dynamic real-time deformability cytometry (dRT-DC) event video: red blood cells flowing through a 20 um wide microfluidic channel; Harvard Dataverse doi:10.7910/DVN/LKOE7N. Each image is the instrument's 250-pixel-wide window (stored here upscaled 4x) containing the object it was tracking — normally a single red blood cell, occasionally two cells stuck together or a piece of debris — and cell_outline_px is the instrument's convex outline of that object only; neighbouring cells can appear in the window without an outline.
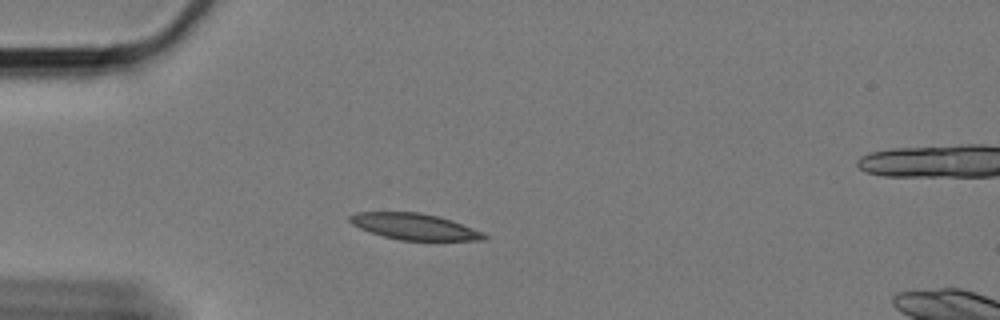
{"species": "Egyptian fruit bat (a non-hibernating species)", "species_latin": "Rousettus aegyptiacus", "temperature_condition": "cold", "stored_images_in_passage": 46, "segment_of_instrument_passage": [1, 2], "camera_frame_rate_fps": 3000, "um_per_image_px": 0.085, "animal": {"sex": "female"}, "frame": {"image": 1, "passage_image": 1, "time_ms": 0.0, "image_size_px": [1000, 320], "cell_outline_px": [[488, 236], [484, 240], [400, 240], [384, 236], [360, 228], [352, 224], [348, 220], [348, 216], [356, 212], [420, 212], [452, 220], [484, 232]], "centroid_in_image_um": [35.23, 19.25], "position_along_channel_um": 49.8, "area_um2": 20.4}}
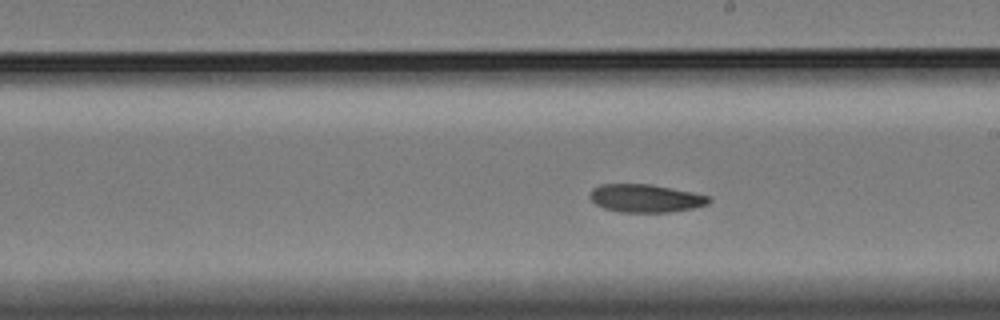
{"frame": {"image": 2, "passage_image": 19, "time_ms": 6.0, "image_size_px": [1000, 320], "cell_outline_px": [[712, 200], [708, 204], [692, 208], [672, 212], [620, 212], [604, 208], [596, 204], [588, 196], [592, 188], [600, 184], [652, 184], [712, 196]], "centroid_in_image_um": [54.88, 16.85], "position_along_channel_um": 234.1, "area_um2": 19.59}}
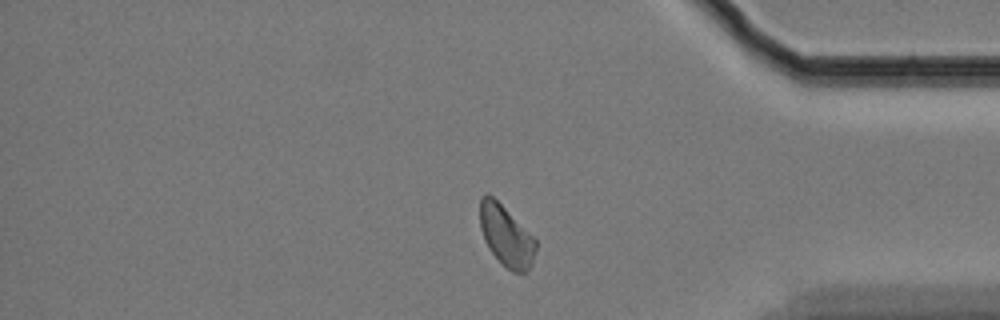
{"frame": {"image": 3, "passage_image": 35, "time_ms": 11.333, "image_size_px": [1000, 320], "cell_outline_px": [[536, 248], [532, 264], [524, 272], [512, 272], [488, 248], [484, 240], [480, 228], [480, 196], [492, 196], [536, 240]], "centroid_in_image_um": [43.01, 20.06], "position_along_channel_um": 392.2, "area_um2": 19.07}}